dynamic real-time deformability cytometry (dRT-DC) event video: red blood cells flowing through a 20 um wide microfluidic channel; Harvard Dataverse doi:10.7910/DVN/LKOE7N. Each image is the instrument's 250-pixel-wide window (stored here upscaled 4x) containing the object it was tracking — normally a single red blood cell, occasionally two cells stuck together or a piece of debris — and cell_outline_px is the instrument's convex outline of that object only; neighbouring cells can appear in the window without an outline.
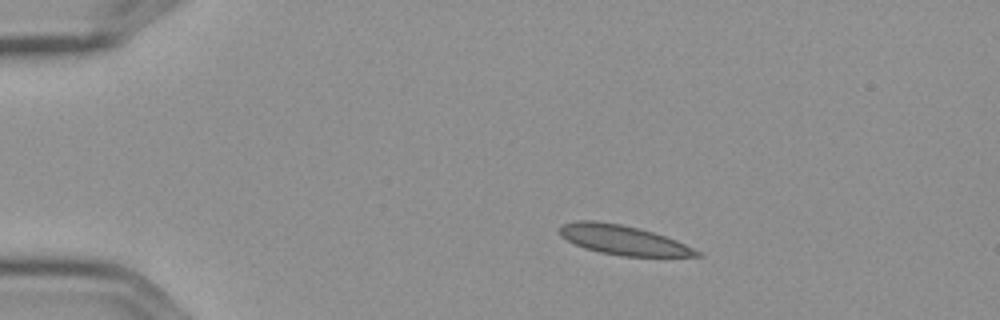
{"species": "Egyptian fruit bat (a non-hibernating species)", "species_latin": "Rousettus aegyptiacus", "temperature_condition": "cold", "stored_images_in_passage": 4, "camera_frame_rate_fps": 3000, "um_per_image_px": 0.085, "frame": {"image": 1, "passage_image": 3, "time_ms": 0.667, "image_size_px": [1000, 320], "cell_outline_px": [[704, 256], [624, 256], [600, 252], [584, 248], [560, 236], [560, 228], [564, 224], [576, 220], [596, 220], [620, 224], [640, 228], [676, 240], [700, 252]], "centroid_in_image_um": [52.95, 20.39], "position_along_channel_um": 32.1, "area_um2": 23.29}}